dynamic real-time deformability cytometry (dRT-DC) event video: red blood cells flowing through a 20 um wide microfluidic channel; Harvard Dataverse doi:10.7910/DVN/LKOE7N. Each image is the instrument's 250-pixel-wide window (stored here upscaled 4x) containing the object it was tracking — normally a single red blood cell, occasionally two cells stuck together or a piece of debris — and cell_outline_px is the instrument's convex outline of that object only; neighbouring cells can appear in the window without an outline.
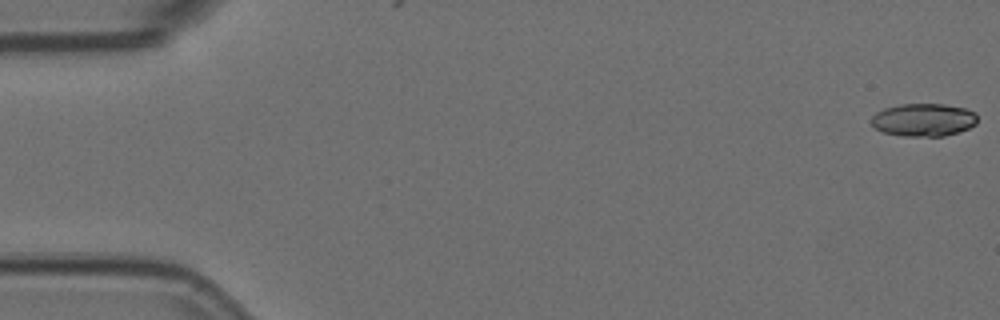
{"species": "Egyptian fruit bat (a non-hibernating species)", "species_latin": "Rousettus aegyptiacus", "temperature_condition": "room temperature", "stored_images_in_passage": 2, "camera_frame_rate_fps": 3000, "um_per_image_px": 0.085, "animal": {"sex": "female"}, "frame": {"image": 1, "passage_image": 2, "time_ms": 0.333, "image_size_px": [1000, 320], "cell_outline_px": [[976, 124], [960, 132], [944, 136], [904, 136], [884, 132], [876, 128], [872, 124], [872, 116], [876, 112], [884, 108], [900, 104], [944, 104], [964, 108], [976, 112]], "centroid_in_image_um": [78.52, 10.18], "position_along_channel_um": 6.5, "area_um2": 20.29}}